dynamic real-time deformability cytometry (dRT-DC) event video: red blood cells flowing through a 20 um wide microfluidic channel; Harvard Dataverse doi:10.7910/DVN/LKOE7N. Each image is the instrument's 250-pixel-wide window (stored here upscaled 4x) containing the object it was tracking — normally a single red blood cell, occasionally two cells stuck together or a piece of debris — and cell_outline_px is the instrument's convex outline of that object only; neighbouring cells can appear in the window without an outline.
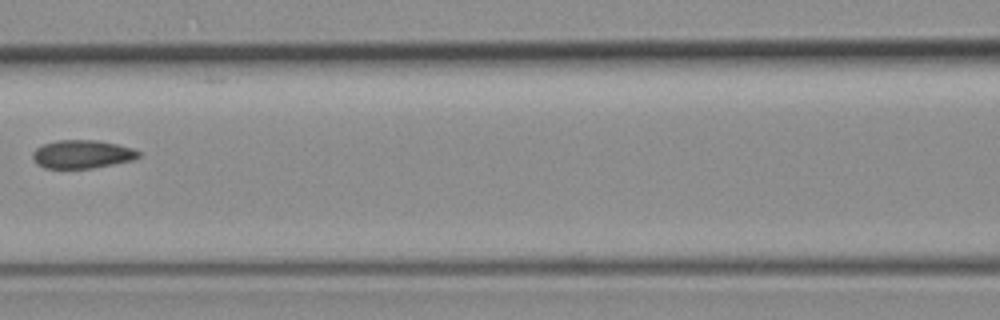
{"species": "common noctule bat (a hibernating species)", "species_latin": "Nyctalus noctula", "temperature_condition": "room temperature", "stored_images_in_passage": 8, "camera_frame_rate_fps": 3000, "um_per_image_px": 0.085, "animal": {"sex": "female", "body_mass_g": 19.3, "forearm_length_mm": 54.1}, "frame": {"image": 1, "passage_image": 6, "time_ms": 7.0, "image_size_px": [1000, 320], "cell_outline_px": [[140, 156], [132, 160], [92, 168], [44, 168], [36, 164], [32, 160], [32, 152], [36, 148], [44, 144], [56, 140], [96, 140], [116, 144], [132, 148], [140, 152]], "centroid_in_image_um": [6.93, 13.11], "position_along_channel_um": 159.7, "area_um2": 17.46}}
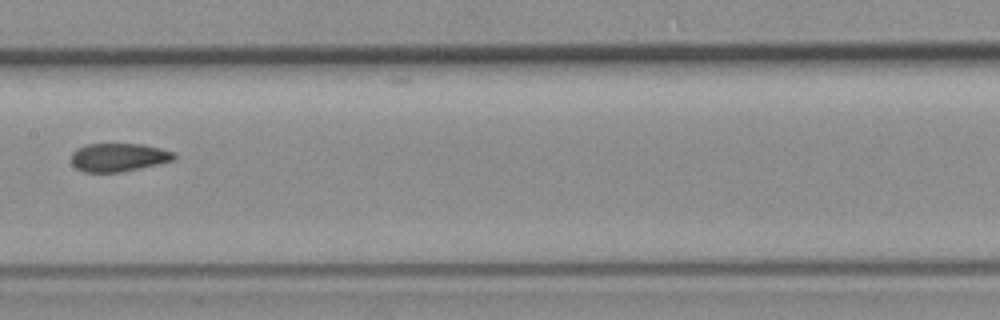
{"frame": {"image": 2, "passage_image": 7, "time_ms": 8.0, "image_size_px": [1000, 320], "cell_outline_px": [[176, 156], [172, 160], [156, 164], [120, 172], [84, 172], [76, 168], [72, 164], [72, 152], [76, 148], [88, 144], [140, 144], [160, 148], [176, 152]], "centroid_in_image_um": [10.05, 13.36], "position_along_channel_um": 197.4, "area_um2": 16.82}}
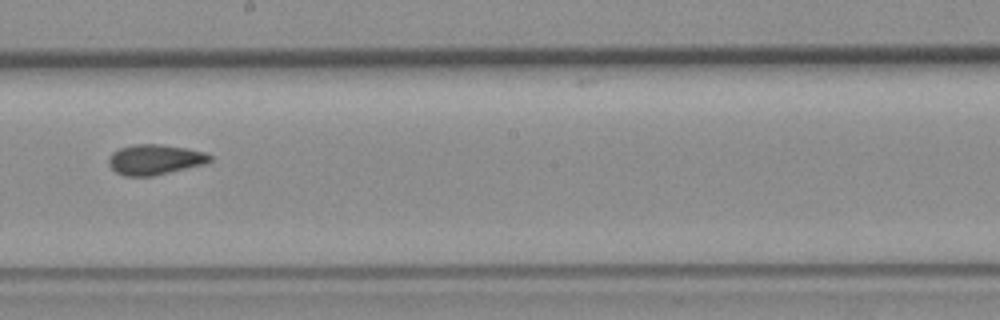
{"frame": {"image": 3, "passage_image": 8, "time_ms": 9.0, "image_size_px": [1000, 320], "cell_outline_px": [[212, 160], [204, 164], [152, 176], [124, 176], [116, 172], [108, 164], [108, 160], [112, 152], [120, 148], [136, 144], [160, 144], [184, 148], [204, 152], [212, 156]], "centroid_in_image_um": [13.14, 13.56], "position_along_channel_um": 235.1, "area_um2": 17.69}}